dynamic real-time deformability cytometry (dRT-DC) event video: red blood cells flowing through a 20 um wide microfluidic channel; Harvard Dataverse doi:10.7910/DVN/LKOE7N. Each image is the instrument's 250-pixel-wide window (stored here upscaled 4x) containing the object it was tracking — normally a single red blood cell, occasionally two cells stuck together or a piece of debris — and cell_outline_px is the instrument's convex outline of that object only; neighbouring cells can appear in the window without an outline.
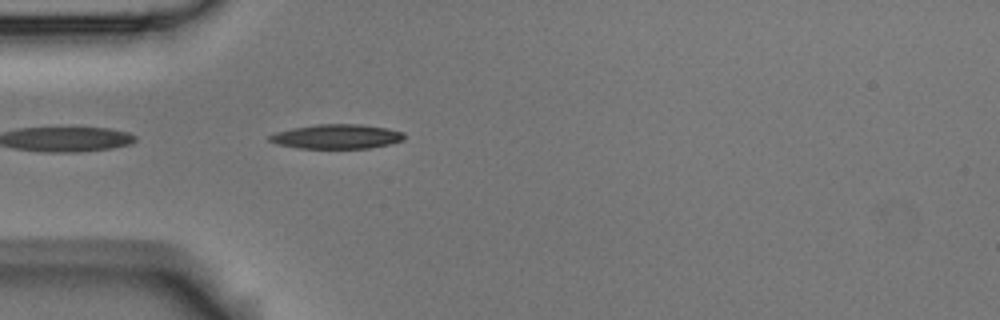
{"species": "Egyptian fruit bat (a non-hibernating species)", "species_latin": "Rousettus aegyptiacus", "temperature_condition": "room temperature", "stored_images_in_passage": 2, "camera_frame_rate_fps": 3000, "um_per_image_px": 0.085, "animal": {"sex": "male"}, "frame": {"image": 1, "passage_image": 2, "time_ms": 0.333, "image_size_px": [1000, 320], "cell_outline_px": [[404, 140], [388, 144], [368, 148], [300, 148], [276, 144], [268, 140], [268, 136], [276, 132], [292, 128], [316, 124], [360, 124], [388, 128], [404, 132]], "centroid_in_image_um": [28.61, 11.6], "position_along_channel_um": 56.4, "area_um2": 19.19}}